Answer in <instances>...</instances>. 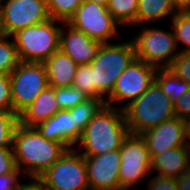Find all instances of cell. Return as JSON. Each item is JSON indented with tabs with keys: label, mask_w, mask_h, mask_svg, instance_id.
<instances>
[{
	"label": "cell",
	"mask_w": 190,
	"mask_h": 190,
	"mask_svg": "<svg viewBox=\"0 0 190 190\" xmlns=\"http://www.w3.org/2000/svg\"><path fill=\"white\" fill-rule=\"evenodd\" d=\"M171 2L177 12L190 11V0H171Z\"/></svg>",
	"instance_id": "74e56055"
},
{
	"label": "cell",
	"mask_w": 190,
	"mask_h": 190,
	"mask_svg": "<svg viewBox=\"0 0 190 190\" xmlns=\"http://www.w3.org/2000/svg\"><path fill=\"white\" fill-rule=\"evenodd\" d=\"M143 186H146V189L141 187L143 190H179L176 178L166 177L156 173H151Z\"/></svg>",
	"instance_id": "4dcf8cb0"
},
{
	"label": "cell",
	"mask_w": 190,
	"mask_h": 190,
	"mask_svg": "<svg viewBox=\"0 0 190 190\" xmlns=\"http://www.w3.org/2000/svg\"><path fill=\"white\" fill-rule=\"evenodd\" d=\"M168 69L175 76L190 83V52L179 53Z\"/></svg>",
	"instance_id": "f546056e"
},
{
	"label": "cell",
	"mask_w": 190,
	"mask_h": 190,
	"mask_svg": "<svg viewBox=\"0 0 190 190\" xmlns=\"http://www.w3.org/2000/svg\"><path fill=\"white\" fill-rule=\"evenodd\" d=\"M67 23L102 43H113L122 28L112 17L107 6L85 0Z\"/></svg>",
	"instance_id": "9c48e42d"
},
{
	"label": "cell",
	"mask_w": 190,
	"mask_h": 190,
	"mask_svg": "<svg viewBox=\"0 0 190 190\" xmlns=\"http://www.w3.org/2000/svg\"><path fill=\"white\" fill-rule=\"evenodd\" d=\"M6 0H0V14H1V11H2V8H3V4Z\"/></svg>",
	"instance_id": "7bdbcfd3"
},
{
	"label": "cell",
	"mask_w": 190,
	"mask_h": 190,
	"mask_svg": "<svg viewBox=\"0 0 190 190\" xmlns=\"http://www.w3.org/2000/svg\"><path fill=\"white\" fill-rule=\"evenodd\" d=\"M152 157L166 150L187 144V123L177 117L164 121L155 128L140 134Z\"/></svg>",
	"instance_id": "5bb4252c"
},
{
	"label": "cell",
	"mask_w": 190,
	"mask_h": 190,
	"mask_svg": "<svg viewBox=\"0 0 190 190\" xmlns=\"http://www.w3.org/2000/svg\"><path fill=\"white\" fill-rule=\"evenodd\" d=\"M13 112L19 115L48 85L44 63L23 62L10 73Z\"/></svg>",
	"instance_id": "ba28073f"
},
{
	"label": "cell",
	"mask_w": 190,
	"mask_h": 190,
	"mask_svg": "<svg viewBox=\"0 0 190 190\" xmlns=\"http://www.w3.org/2000/svg\"><path fill=\"white\" fill-rule=\"evenodd\" d=\"M23 178V173L18 168L7 175H0V190H18Z\"/></svg>",
	"instance_id": "e575fe53"
},
{
	"label": "cell",
	"mask_w": 190,
	"mask_h": 190,
	"mask_svg": "<svg viewBox=\"0 0 190 190\" xmlns=\"http://www.w3.org/2000/svg\"><path fill=\"white\" fill-rule=\"evenodd\" d=\"M26 179L27 182L24 180ZM28 179V180H27ZM18 190H50L40 177H24L20 181Z\"/></svg>",
	"instance_id": "d590c367"
},
{
	"label": "cell",
	"mask_w": 190,
	"mask_h": 190,
	"mask_svg": "<svg viewBox=\"0 0 190 190\" xmlns=\"http://www.w3.org/2000/svg\"><path fill=\"white\" fill-rule=\"evenodd\" d=\"M104 105L103 99L88 98L75 106L76 125L82 132Z\"/></svg>",
	"instance_id": "d4e9b609"
},
{
	"label": "cell",
	"mask_w": 190,
	"mask_h": 190,
	"mask_svg": "<svg viewBox=\"0 0 190 190\" xmlns=\"http://www.w3.org/2000/svg\"><path fill=\"white\" fill-rule=\"evenodd\" d=\"M5 36L1 22H0V39H2Z\"/></svg>",
	"instance_id": "60d3db41"
},
{
	"label": "cell",
	"mask_w": 190,
	"mask_h": 190,
	"mask_svg": "<svg viewBox=\"0 0 190 190\" xmlns=\"http://www.w3.org/2000/svg\"><path fill=\"white\" fill-rule=\"evenodd\" d=\"M19 62L13 37L5 35L0 39V73L10 74Z\"/></svg>",
	"instance_id": "cb8c5ba5"
},
{
	"label": "cell",
	"mask_w": 190,
	"mask_h": 190,
	"mask_svg": "<svg viewBox=\"0 0 190 190\" xmlns=\"http://www.w3.org/2000/svg\"><path fill=\"white\" fill-rule=\"evenodd\" d=\"M54 90L61 110L72 109L89 98L83 91L73 86L54 88Z\"/></svg>",
	"instance_id": "83f0119b"
},
{
	"label": "cell",
	"mask_w": 190,
	"mask_h": 190,
	"mask_svg": "<svg viewBox=\"0 0 190 190\" xmlns=\"http://www.w3.org/2000/svg\"><path fill=\"white\" fill-rule=\"evenodd\" d=\"M139 0H109L107 9L112 17L124 28L137 26ZM126 27V28H125Z\"/></svg>",
	"instance_id": "7402d4cb"
},
{
	"label": "cell",
	"mask_w": 190,
	"mask_h": 190,
	"mask_svg": "<svg viewBox=\"0 0 190 190\" xmlns=\"http://www.w3.org/2000/svg\"><path fill=\"white\" fill-rule=\"evenodd\" d=\"M189 146H180L154 154L151 157V173L178 178L188 170Z\"/></svg>",
	"instance_id": "ac0fdd59"
},
{
	"label": "cell",
	"mask_w": 190,
	"mask_h": 190,
	"mask_svg": "<svg viewBox=\"0 0 190 190\" xmlns=\"http://www.w3.org/2000/svg\"><path fill=\"white\" fill-rule=\"evenodd\" d=\"M187 145L190 147V120L187 122Z\"/></svg>",
	"instance_id": "ab89813d"
},
{
	"label": "cell",
	"mask_w": 190,
	"mask_h": 190,
	"mask_svg": "<svg viewBox=\"0 0 190 190\" xmlns=\"http://www.w3.org/2000/svg\"><path fill=\"white\" fill-rule=\"evenodd\" d=\"M61 110L56 101L55 90L48 86L19 115V124L26 127H36L38 124L54 116Z\"/></svg>",
	"instance_id": "e0dca14e"
},
{
	"label": "cell",
	"mask_w": 190,
	"mask_h": 190,
	"mask_svg": "<svg viewBox=\"0 0 190 190\" xmlns=\"http://www.w3.org/2000/svg\"><path fill=\"white\" fill-rule=\"evenodd\" d=\"M136 58L132 39L104 43L98 56L92 60L93 98L104 101L111 95L116 80Z\"/></svg>",
	"instance_id": "3957f363"
},
{
	"label": "cell",
	"mask_w": 190,
	"mask_h": 190,
	"mask_svg": "<svg viewBox=\"0 0 190 190\" xmlns=\"http://www.w3.org/2000/svg\"><path fill=\"white\" fill-rule=\"evenodd\" d=\"M156 70V67L135 58L116 80L105 104L123 110L154 82Z\"/></svg>",
	"instance_id": "30bf717a"
},
{
	"label": "cell",
	"mask_w": 190,
	"mask_h": 190,
	"mask_svg": "<svg viewBox=\"0 0 190 190\" xmlns=\"http://www.w3.org/2000/svg\"><path fill=\"white\" fill-rule=\"evenodd\" d=\"M12 148H0V175H7L16 169Z\"/></svg>",
	"instance_id": "836d02e7"
},
{
	"label": "cell",
	"mask_w": 190,
	"mask_h": 190,
	"mask_svg": "<svg viewBox=\"0 0 190 190\" xmlns=\"http://www.w3.org/2000/svg\"><path fill=\"white\" fill-rule=\"evenodd\" d=\"M90 190H122L119 181V149L85 157Z\"/></svg>",
	"instance_id": "4fadbf2b"
},
{
	"label": "cell",
	"mask_w": 190,
	"mask_h": 190,
	"mask_svg": "<svg viewBox=\"0 0 190 190\" xmlns=\"http://www.w3.org/2000/svg\"><path fill=\"white\" fill-rule=\"evenodd\" d=\"M72 86L93 98V70L90 64L78 65Z\"/></svg>",
	"instance_id": "f1b7e54d"
},
{
	"label": "cell",
	"mask_w": 190,
	"mask_h": 190,
	"mask_svg": "<svg viewBox=\"0 0 190 190\" xmlns=\"http://www.w3.org/2000/svg\"><path fill=\"white\" fill-rule=\"evenodd\" d=\"M48 85L53 88L72 86L78 65L60 49L44 62Z\"/></svg>",
	"instance_id": "d6986e66"
},
{
	"label": "cell",
	"mask_w": 190,
	"mask_h": 190,
	"mask_svg": "<svg viewBox=\"0 0 190 190\" xmlns=\"http://www.w3.org/2000/svg\"><path fill=\"white\" fill-rule=\"evenodd\" d=\"M103 44L76 30L67 22L62 23L59 49L77 65L90 64L98 56Z\"/></svg>",
	"instance_id": "2e32d148"
},
{
	"label": "cell",
	"mask_w": 190,
	"mask_h": 190,
	"mask_svg": "<svg viewBox=\"0 0 190 190\" xmlns=\"http://www.w3.org/2000/svg\"><path fill=\"white\" fill-rule=\"evenodd\" d=\"M50 18L68 22L84 0H46Z\"/></svg>",
	"instance_id": "484cf974"
},
{
	"label": "cell",
	"mask_w": 190,
	"mask_h": 190,
	"mask_svg": "<svg viewBox=\"0 0 190 190\" xmlns=\"http://www.w3.org/2000/svg\"><path fill=\"white\" fill-rule=\"evenodd\" d=\"M123 111L129 134L132 135H140L176 117L173 102L155 81Z\"/></svg>",
	"instance_id": "277c9868"
},
{
	"label": "cell",
	"mask_w": 190,
	"mask_h": 190,
	"mask_svg": "<svg viewBox=\"0 0 190 190\" xmlns=\"http://www.w3.org/2000/svg\"><path fill=\"white\" fill-rule=\"evenodd\" d=\"M176 13L171 0H139L137 26L156 24V22L159 23L158 21L168 18L170 21Z\"/></svg>",
	"instance_id": "ffe728a7"
},
{
	"label": "cell",
	"mask_w": 190,
	"mask_h": 190,
	"mask_svg": "<svg viewBox=\"0 0 190 190\" xmlns=\"http://www.w3.org/2000/svg\"><path fill=\"white\" fill-rule=\"evenodd\" d=\"M18 123L17 114L0 109V148H12L13 134Z\"/></svg>",
	"instance_id": "4316f807"
},
{
	"label": "cell",
	"mask_w": 190,
	"mask_h": 190,
	"mask_svg": "<svg viewBox=\"0 0 190 190\" xmlns=\"http://www.w3.org/2000/svg\"><path fill=\"white\" fill-rule=\"evenodd\" d=\"M35 128L44 138L62 143L67 149H75L83 133L76 125L75 107L59 110Z\"/></svg>",
	"instance_id": "9a60e30c"
},
{
	"label": "cell",
	"mask_w": 190,
	"mask_h": 190,
	"mask_svg": "<svg viewBox=\"0 0 190 190\" xmlns=\"http://www.w3.org/2000/svg\"><path fill=\"white\" fill-rule=\"evenodd\" d=\"M174 104L175 116L181 120H190V89L187 90Z\"/></svg>",
	"instance_id": "d6a6232c"
},
{
	"label": "cell",
	"mask_w": 190,
	"mask_h": 190,
	"mask_svg": "<svg viewBox=\"0 0 190 190\" xmlns=\"http://www.w3.org/2000/svg\"><path fill=\"white\" fill-rule=\"evenodd\" d=\"M40 178L50 190H90L85 157L76 149H67Z\"/></svg>",
	"instance_id": "8fae6325"
},
{
	"label": "cell",
	"mask_w": 190,
	"mask_h": 190,
	"mask_svg": "<svg viewBox=\"0 0 190 190\" xmlns=\"http://www.w3.org/2000/svg\"><path fill=\"white\" fill-rule=\"evenodd\" d=\"M120 151L119 181L122 190L139 188L140 181L151 174V156L140 135L129 134ZM138 186V187H137Z\"/></svg>",
	"instance_id": "52a82bcc"
},
{
	"label": "cell",
	"mask_w": 190,
	"mask_h": 190,
	"mask_svg": "<svg viewBox=\"0 0 190 190\" xmlns=\"http://www.w3.org/2000/svg\"><path fill=\"white\" fill-rule=\"evenodd\" d=\"M12 150L16 167L24 177H40L67 148L62 143L44 138L35 127L18 123L13 134Z\"/></svg>",
	"instance_id": "6da1fadb"
},
{
	"label": "cell",
	"mask_w": 190,
	"mask_h": 190,
	"mask_svg": "<svg viewBox=\"0 0 190 190\" xmlns=\"http://www.w3.org/2000/svg\"><path fill=\"white\" fill-rule=\"evenodd\" d=\"M62 21L50 18L12 35L20 61L43 63L59 50Z\"/></svg>",
	"instance_id": "5b68a950"
},
{
	"label": "cell",
	"mask_w": 190,
	"mask_h": 190,
	"mask_svg": "<svg viewBox=\"0 0 190 190\" xmlns=\"http://www.w3.org/2000/svg\"><path fill=\"white\" fill-rule=\"evenodd\" d=\"M154 81L173 103L190 89V83L175 76L168 68L157 69Z\"/></svg>",
	"instance_id": "44dd1931"
},
{
	"label": "cell",
	"mask_w": 190,
	"mask_h": 190,
	"mask_svg": "<svg viewBox=\"0 0 190 190\" xmlns=\"http://www.w3.org/2000/svg\"><path fill=\"white\" fill-rule=\"evenodd\" d=\"M50 19L46 0H6L0 22L6 36Z\"/></svg>",
	"instance_id": "7c38bea8"
},
{
	"label": "cell",
	"mask_w": 190,
	"mask_h": 190,
	"mask_svg": "<svg viewBox=\"0 0 190 190\" xmlns=\"http://www.w3.org/2000/svg\"><path fill=\"white\" fill-rule=\"evenodd\" d=\"M145 24L133 26L139 29L134 36H130L135 46L136 59L156 67L168 68L175 57L180 53L171 25L165 30L160 27Z\"/></svg>",
	"instance_id": "8992f818"
},
{
	"label": "cell",
	"mask_w": 190,
	"mask_h": 190,
	"mask_svg": "<svg viewBox=\"0 0 190 190\" xmlns=\"http://www.w3.org/2000/svg\"><path fill=\"white\" fill-rule=\"evenodd\" d=\"M188 170H190V147L188 151Z\"/></svg>",
	"instance_id": "b9f144b4"
},
{
	"label": "cell",
	"mask_w": 190,
	"mask_h": 190,
	"mask_svg": "<svg viewBox=\"0 0 190 190\" xmlns=\"http://www.w3.org/2000/svg\"><path fill=\"white\" fill-rule=\"evenodd\" d=\"M85 1H91L99 5L107 6L109 0H85Z\"/></svg>",
	"instance_id": "f35d334b"
},
{
	"label": "cell",
	"mask_w": 190,
	"mask_h": 190,
	"mask_svg": "<svg viewBox=\"0 0 190 190\" xmlns=\"http://www.w3.org/2000/svg\"><path fill=\"white\" fill-rule=\"evenodd\" d=\"M169 24L173 29L180 53L190 52V11L177 12Z\"/></svg>",
	"instance_id": "603a6c76"
},
{
	"label": "cell",
	"mask_w": 190,
	"mask_h": 190,
	"mask_svg": "<svg viewBox=\"0 0 190 190\" xmlns=\"http://www.w3.org/2000/svg\"><path fill=\"white\" fill-rule=\"evenodd\" d=\"M176 183L179 190H190V170L183 172L176 178Z\"/></svg>",
	"instance_id": "8d00e7d4"
},
{
	"label": "cell",
	"mask_w": 190,
	"mask_h": 190,
	"mask_svg": "<svg viewBox=\"0 0 190 190\" xmlns=\"http://www.w3.org/2000/svg\"><path fill=\"white\" fill-rule=\"evenodd\" d=\"M0 109L13 112L10 74L0 73Z\"/></svg>",
	"instance_id": "1f68e13d"
},
{
	"label": "cell",
	"mask_w": 190,
	"mask_h": 190,
	"mask_svg": "<svg viewBox=\"0 0 190 190\" xmlns=\"http://www.w3.org/2000/svg\"><path fill=\"white\" fill-rule=\"evenodd\" d=\"M129 135L122 109L104 105L83 130L76 150L84 157H92L120 149Z\"/></svg>",
	"instance_id": "7a4b0ae2"
}]
</instances>
